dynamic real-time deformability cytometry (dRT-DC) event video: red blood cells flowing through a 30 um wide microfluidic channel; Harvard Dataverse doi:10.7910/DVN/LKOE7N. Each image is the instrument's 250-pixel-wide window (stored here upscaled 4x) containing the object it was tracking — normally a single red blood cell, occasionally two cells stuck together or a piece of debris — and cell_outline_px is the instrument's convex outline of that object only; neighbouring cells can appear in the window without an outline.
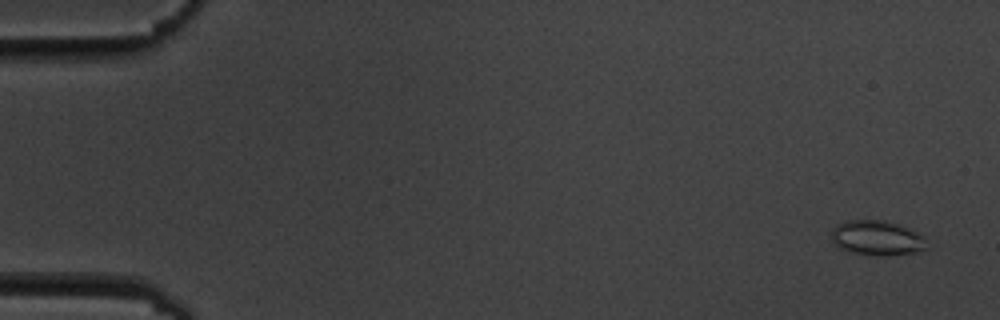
{"species": "common noctule bat (a hibernating species)", "species_latin": "Nyctalus noctula", "temperature_condition": "cold", "stored_images_in_passage": 11, "camera_frame_rate_fps": 3000, "um_per_image_px": 0.085, "animal": {"sex": "male", "body_mass_g": 19.5, "forearm_length_mm": 54.6}, "frame": {"image": 1, "passage_image": 1, "time_ms": 0.0, "image_size_px": [1000, 320], "cell_outline_px": [[928, 248], [916, 252], [880, 256], [872, 256], [852, 252], [840, 248], [832, 240], [832, 228], [836, 224], [848, 220], [884, 220], [908, 228], [924, 236]], "centroid_in_image_um": [74.54, 20.23], "position_along_channel_um": 10.5, "area_um2": 19.36}}
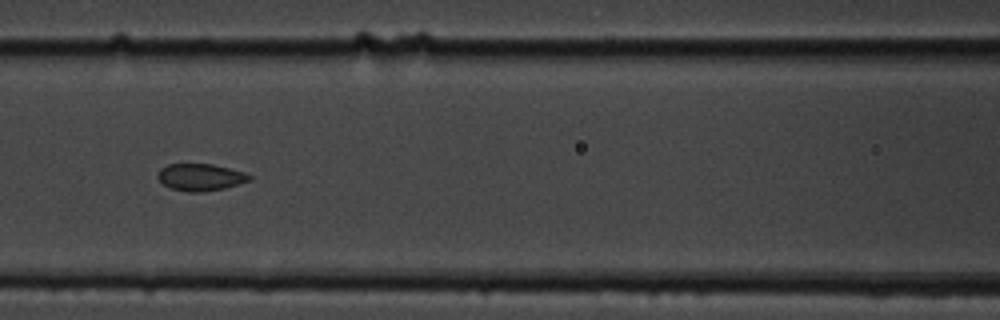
{"frame": {"image": 2, "passage_image": 7, "time_ms": 7.667, "image_size_px": [1000, 320], "cell_outline_px": [[252, 180], [224, 188], [200, 192], [188, 192], [172, 188], [164, 184], [156, 176], [160, 168], [168, 164], [212, 164], [244, 172], [252, 176]], "centroid_in_image_um": [17.04, 15.05], "position_along_channel_um": 149.6, "area_um2": 14.33}}
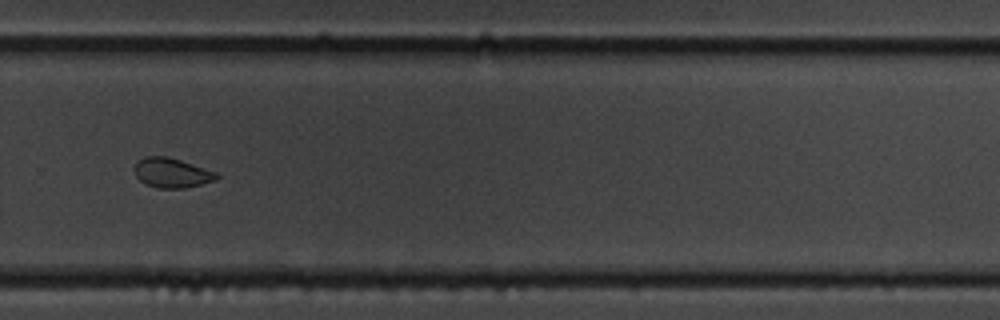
{"frame": {"image": 3, "passage_image": 11, "time_ms": 12.333, "image_size_px": [1000, 320], "cell_outline_px": [[220, 176], [216, 180], [184, 188], [160, 188], [144, 184], [136, 176], [136, 164], [144, 156], [168, 156], [220, 172]], "centroid_in_image_um": [14.67, 14.68], "position_along_channel_um": 315.1, "area_um2": 14.28}}